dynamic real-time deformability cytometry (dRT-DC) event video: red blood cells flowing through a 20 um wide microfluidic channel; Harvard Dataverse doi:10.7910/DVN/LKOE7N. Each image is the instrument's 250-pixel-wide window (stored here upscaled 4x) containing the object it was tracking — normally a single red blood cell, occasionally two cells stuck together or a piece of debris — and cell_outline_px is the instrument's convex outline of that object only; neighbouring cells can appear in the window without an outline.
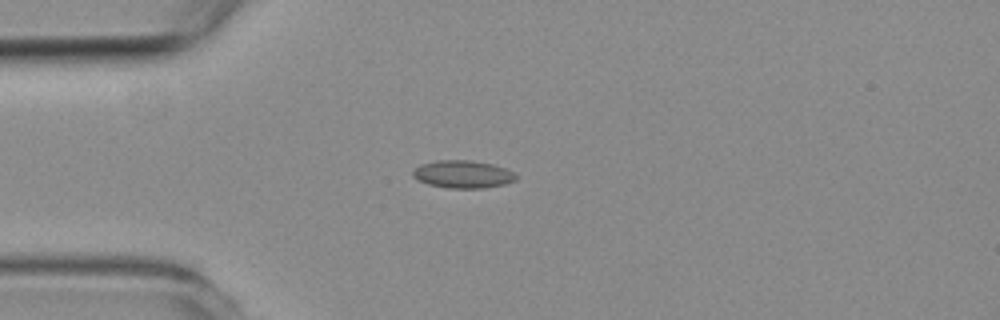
{"species": "common noctule bat (a hibernating species)", "species_latin": "Nyctalus noctula", "temperature_condition": "room temperature", "stored_images_in_passage": 4, "camera_frame_rate_fps": 3000, "um_per_image_px": 0.085, "animal": {"sex": "female", "body_mass_g": 19.3, "forearm_length_mm": 54.1}, "frame": {"image": 1, "passage_image": 1, "time_ms": 0.0, "image_size_px": [1000, 320], "cell_outline_px": [[516, 180], [504, 184], [484, 188], [448, 188], [428, 184], [416, 180], [412, 176], [412, 168], [420, 164], [436, 160], [472, 160], [492, 164], [504, 168], [512, 172], [516, 176]], "centroid_in_image_um": [39.27, 14.8], "position_along_channel_um": 45.7, "area_um2": 16.76}}
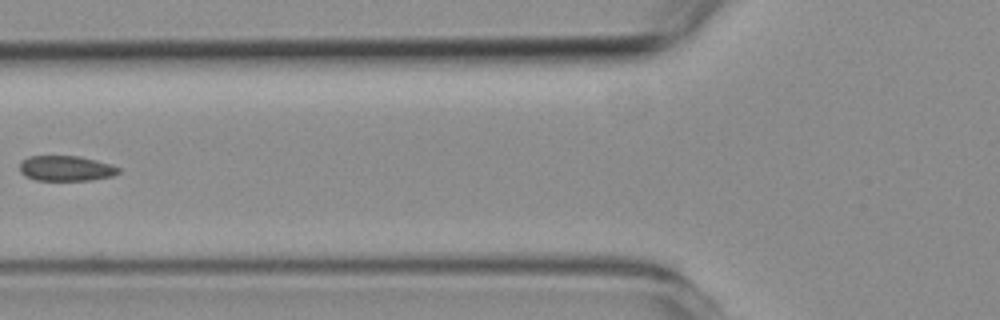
{"frame": {"image": 2, "passage_image": 3, "time_ms": 2.333, "image_size_px": [1000, 320], "cell_outline_px": [[120, 172], [112, 176], [92, 180], [36, 180], [24, 176], [20, 172], [20, 164], [28, 156], [80, 156], [112, 164], [120, 168]], "centroid_in_image_um": [5.63, 14.31], "position_along_channel_um": 120.2, "area_um2": 14.62}}
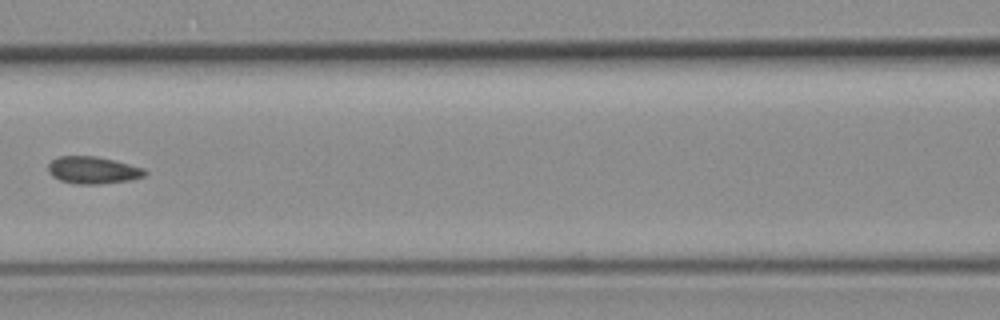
{"frame": {"image": 3, "passage_image": 4, "time_ms": 3.333, "image_size_px": [1000, 320], "cell_outline_px": [[148, 172], [144, 176], [128, 180], [100, 184], [76, 184], [60, 180], [52, 176], [48, 172], [48, 164], [52, 160], [60, 156], [96, 156], [116, 160], [144, 168]], "centroid_in_image_um": [7.9, 14.46], "position_along_channel_um": 158.7, "area_um2": 15.37}}